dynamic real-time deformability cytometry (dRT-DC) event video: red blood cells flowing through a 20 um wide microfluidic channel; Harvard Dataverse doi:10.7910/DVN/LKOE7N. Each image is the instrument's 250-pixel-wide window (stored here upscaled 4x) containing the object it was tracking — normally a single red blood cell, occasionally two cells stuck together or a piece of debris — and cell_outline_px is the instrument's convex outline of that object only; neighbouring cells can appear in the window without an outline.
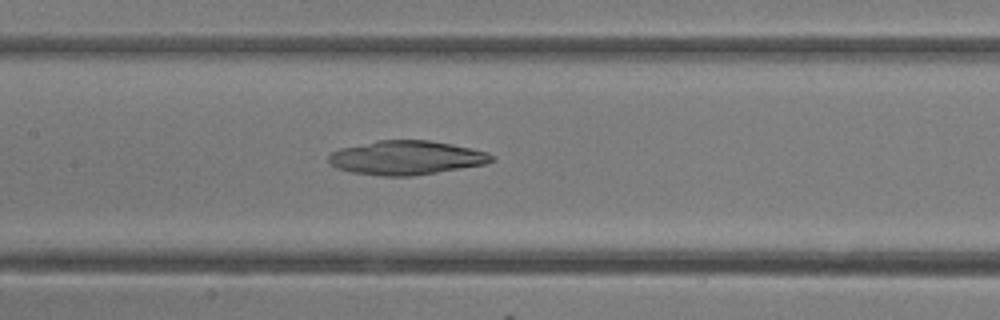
{"species": "common noctule bat (a hibernating species)", "species_latin": "Nyctalus noctula", "temperature_condition": "room temperature", "stored_images_in_passage": 14, "camera_frame_rate_fps": 3000, "um_per_image_px": 0.085, "animal": {"sex": "female"}, "frame": {"image": 1, "passage_image": 10, "time_ms": 3.0, "image_size_px": [1000, 320], "cell_outline_px": [[496, 160], [484, 164], [412, 176], [380, 176], [352, 172], [336, 168], [328, 160], [328, 156], [332, 152], [340, 148], [376, 140], [428, 140], [452, 144], [472, 148], [488, 152], [496, 156]], "centroid_in_image_um": [34.55, 13.4], "position_along_channel_um": 172.9, "area_um2": 32.37}}
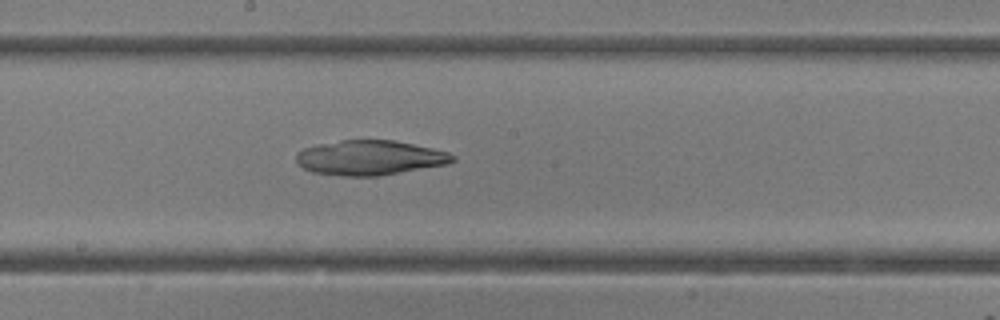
{"frame": {"image": 2, "passage_image": 12, "time_ms": 3.667, "image_size_px": [1000, 320], "cell_outline_px": [[456, 160], [448, 164], [376, 176], [340, 176], [312, 172], [304, 168], [296, 160], [296, 152], [304, 148], [320, 144], [340, 140], [396, 140], [432, 148], [448, 152], [456, 156]], "centroid_in_image_um": [31.45, 13.4], "position_along_channel_um": 216.8, "area_um2": 31.67}}
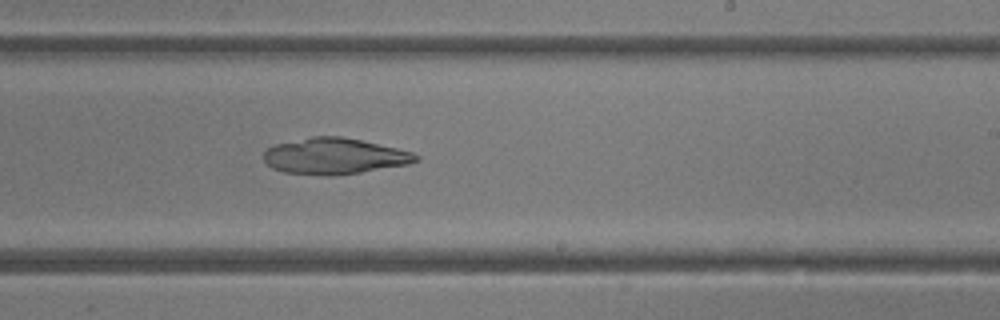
{"frame": {"image": 3, "passage_image": 14, "time_ms": 4.333, "image_size_px": [1000, 320], "cell_outline_px": [[420, 160], [408, 164], [336, 176], [328, 176], [284, 172], [272, 168], [264, 160], [264, 152], [268, 148], [276, 144], [312, 136], [340, 136], [360, 140], [396, 148], [412, 152], [420, 156]], "centroid_in_image_um": [28.43, 13.28], "position_along_channel_um": 260.6, "area_um2": 31.85}}